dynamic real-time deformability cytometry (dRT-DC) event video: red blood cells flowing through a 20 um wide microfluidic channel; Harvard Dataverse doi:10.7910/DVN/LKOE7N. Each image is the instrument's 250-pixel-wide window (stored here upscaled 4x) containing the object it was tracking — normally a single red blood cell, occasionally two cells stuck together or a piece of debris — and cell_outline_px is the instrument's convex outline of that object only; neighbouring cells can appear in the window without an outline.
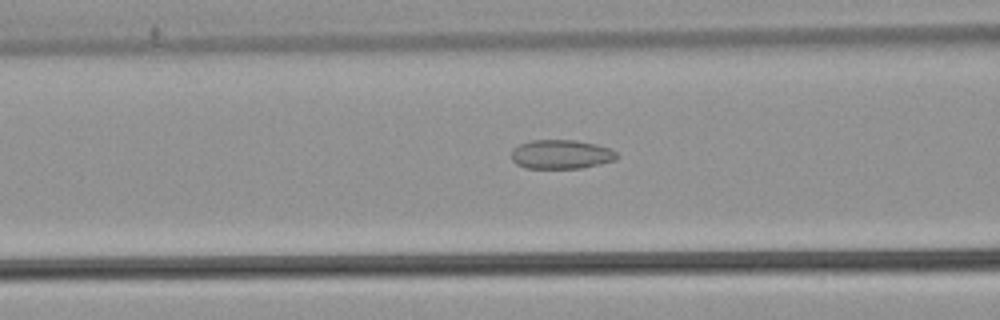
{"species": "common noctule bat (a hibernating species)", "species_latin": "Nyctalus noctula", "temperature_condition": "warm", "stored_images_in_passage": 53, "camera_frame_rate_fps": 3000, "um_per_image_px": 0.085, "animal": {"sex": "male", "body_mass_g": 21.5, "forearm_length_mm": 52.0}, "frame": {"image": 1, "passage_image": 22, "time_ms": 7.0, "image_size_px": [1000, 320], "cell_outline_px": [[620, 156], [616, 160], [600, 164], [580, 168], [524, 168], [516, 164], [512, 160], [512, 148], [520, 144], [532, 140], [576, 140], [596, 144], [608, 148], [616, 152]], "centroid_in_image_um": [47.7, 13.12], "position_along_channel_um": 118.9, "area_um2": 17.98}}
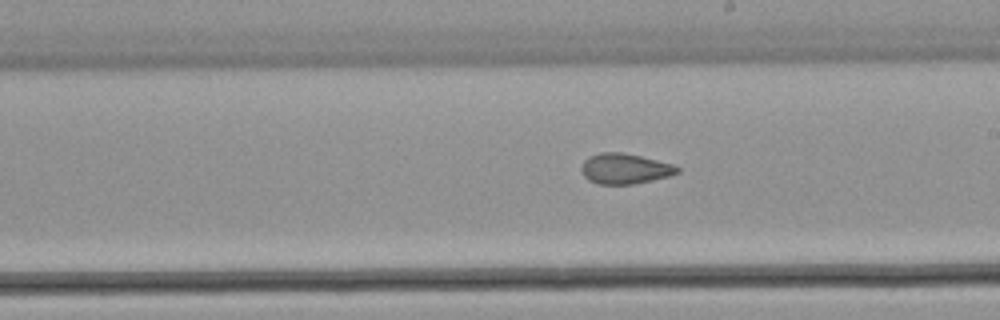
{"frame": {"image": 2, "passage_image": 31, "time_ms": 10.0, "image_size_px": [1000, 320], "cell_outline_px": [[680, 172], [668, 176], [652, 180], [632, 184], [596, 184], [588, 180], [584, 176], [580, 168], [584, 160], [588, 156], [600, 152], [620, 152], [640, 156], [672, 164], [680, 168]], "centroid_in_image_um": [53.07, 14.34], "position_along_channel_um": 235.9, "area_um2": 16.99}}
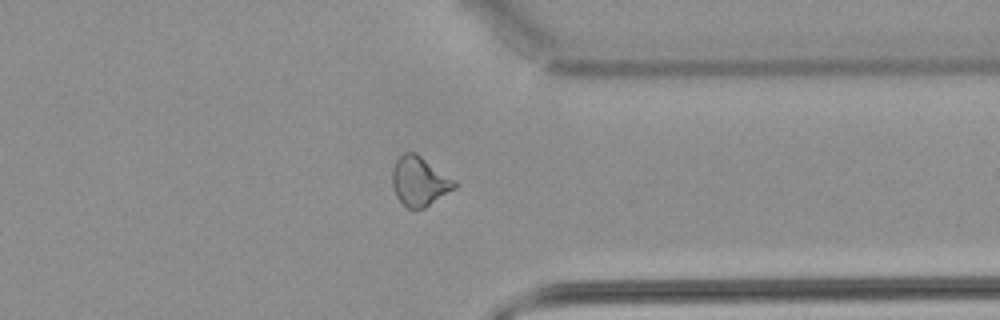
{"frame": {"image": 3, "passage_image": 42, "time_ms": 13.667, "image_size_px": [1000, 320], "cell_outline_px": [[460, 184], [456, 188], [424, 208], [408, 208], [396, 196], [392, 184], [392, 168], [396, 160], [404, 152], [416, 152], [456, 180]], "centroid_in_image_um": [35.68, 15.38], "position_along_channel_um": 375.7, "area_um2": 18.03}, "authors_computed_cell_mechanics": {"area_um2": 18.6116, "velocity_mm_per_s": 3.9045, "shape_relaxation_time_tau1_ms": null, "shape_relaxation_time_tau2_ms": 1.7789, "deformation_change_tau1": null, "deformation_change_tau2": 0.068}}